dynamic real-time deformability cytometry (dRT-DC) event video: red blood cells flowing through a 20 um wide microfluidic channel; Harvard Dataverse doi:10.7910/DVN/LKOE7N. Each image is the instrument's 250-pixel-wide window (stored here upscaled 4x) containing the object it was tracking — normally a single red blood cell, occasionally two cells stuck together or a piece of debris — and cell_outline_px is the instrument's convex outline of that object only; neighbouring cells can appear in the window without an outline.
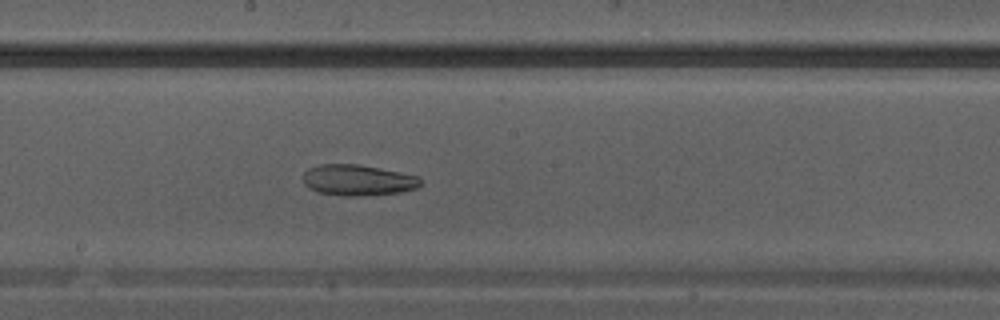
{"species": "Egyptian fruit bat (a non-hibernating species)", "species_latin": "Rousettus aegyptiacus", "temperature_condition": "warm", "stored_images_in_passage": 18, "camera_frame_rate_fps": 3000, "um_per_image_px": 0.085, "animal": {"sex": "male"}, "frame": {"image": 1, "passage_image": 16, "time_ms": 5.0, "image_size_px": [1000, 320], "cell_outline_px": [[420, 184], [416, 188], [400, 192], [356, 196], [344, 196], [316, 192], [308, 188], [304, 184], [304, 172], [308, 168], [320, 164], [356, 164], [420, 176]], "centroid_in_image_um": [30.37, 15.31], "position_along_channel_um": 217.8, "area_um2": 21.04}}
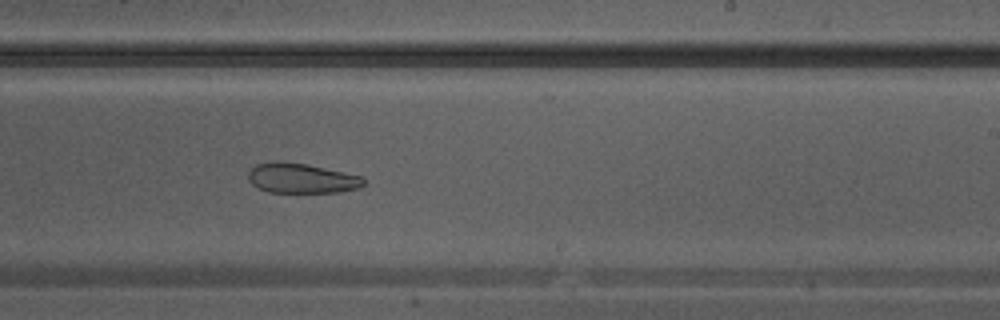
{"frame": {"image": 2, "passage_image": 18, "time_ms": 5.667, "image_size_px": [1000, 320], "cell_outline_px": [[364, 184], [360, 188], [340, 192], [268, 192], [252, 184], [248, 180], [248, 172], [256, 164], [276, 160], [280, 160], [308, 164], [360, 176], [364, 180]], "centroid_in_image_um": [25.6, 15.14], "position_along_channel_um": 263.4, "area_um2": 20.17}}